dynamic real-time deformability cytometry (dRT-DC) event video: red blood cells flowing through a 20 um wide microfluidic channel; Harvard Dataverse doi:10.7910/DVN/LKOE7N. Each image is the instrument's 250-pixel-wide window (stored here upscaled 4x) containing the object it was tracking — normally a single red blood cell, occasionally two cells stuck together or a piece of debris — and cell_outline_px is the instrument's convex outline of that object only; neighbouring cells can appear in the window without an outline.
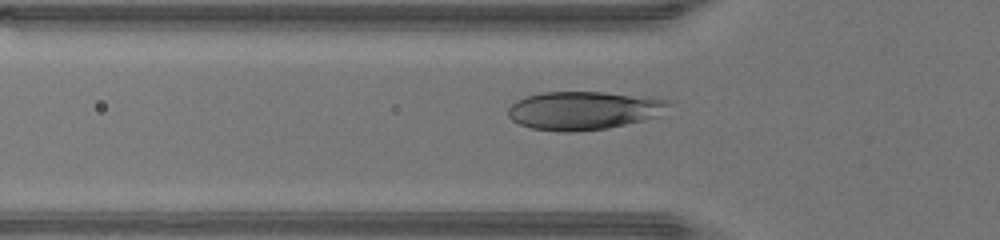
{"species": "human", "species_latin": "Homo sapiens", "temperature_condition": "warm", "stored_images_in_passage": 34, "camera_frame_rate_fps": 3000, "um_per_image_px": 0.085, "donor": {"sex": "male"}, "frame": {"image": 1, "passage_image": 5, "time_ms": 1.333, "image_size_px": [1000, 240], "cell_outline_px": [[672, 104], [656, 116], [608, 128], [572, 132], [564, 132], [532, 128], [520, 124], [512, 120], [508, 116], [508, 108], [516, 100], [528, 96], [544, 92], [604, 92], [652, 96], [668, 100]], "centroid_in_image_um": [49.61, 9.37], "position_along_channel_um": 76.2, "area_um2": 35.78}}
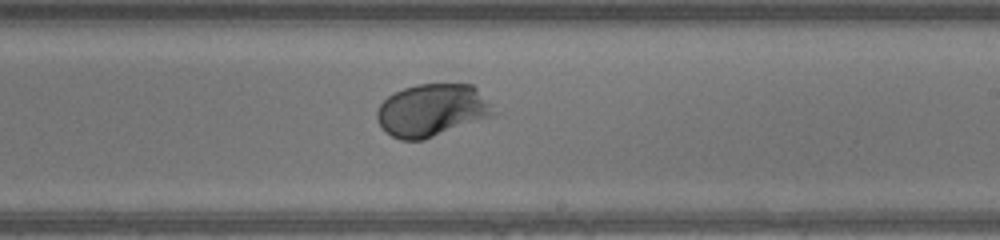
{"frame": {"image": 2, "passage_image": 17, "time_ms": 5.333, "image_size_px": [1000, 240], "cell_outline_px": [[504, 112], [424, 140], [400, 140], [392, 136], [376, 120], [376, 112], [380, 104], [388, 96], [404, 88], [416, 84], [472, 84]], "centroid_in_image_um": [36.82, 9.36], "position_along_channel_um": 252.2, "area_um2": 36.24}}
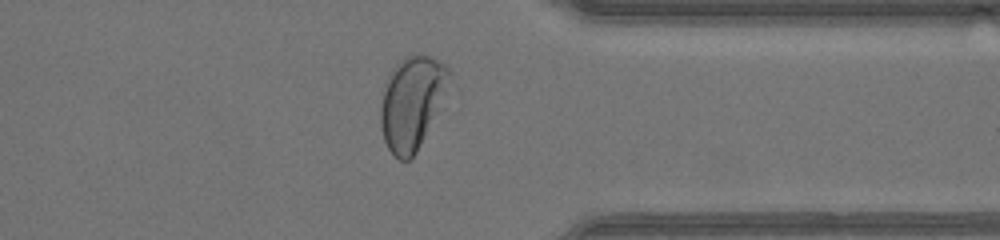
{"frame": {"image": 3, "passage_image": 26, "time_ms": 8.333, "image_size_px": [1000, 240], "cell_outline_px": [[448, 72], [436, 112], [416, 152], [408, 160], [400, 160], [388, 148], [384, 140], [380, 124], [380, 108], [388, 76], [392, 68], [404, 56], [416, 52], [420, 52], [444, 64], [448, 68]], "centroid_in_image_um": [34.92, 8.7], "position_along_channel_um": 376.5, "area_um2": 35.72}, "authors_computed_cell_mechanics": {"area_um2": 35.7493, "velocity_mm_per_s": 4.3563, "shape_relaxation_time_tau1_ms": 2.2667, "shape_relaxation_time_tau2_ms": null, "deformation_change_tau1": 0.1958, "deformation_change_tau2": null}}